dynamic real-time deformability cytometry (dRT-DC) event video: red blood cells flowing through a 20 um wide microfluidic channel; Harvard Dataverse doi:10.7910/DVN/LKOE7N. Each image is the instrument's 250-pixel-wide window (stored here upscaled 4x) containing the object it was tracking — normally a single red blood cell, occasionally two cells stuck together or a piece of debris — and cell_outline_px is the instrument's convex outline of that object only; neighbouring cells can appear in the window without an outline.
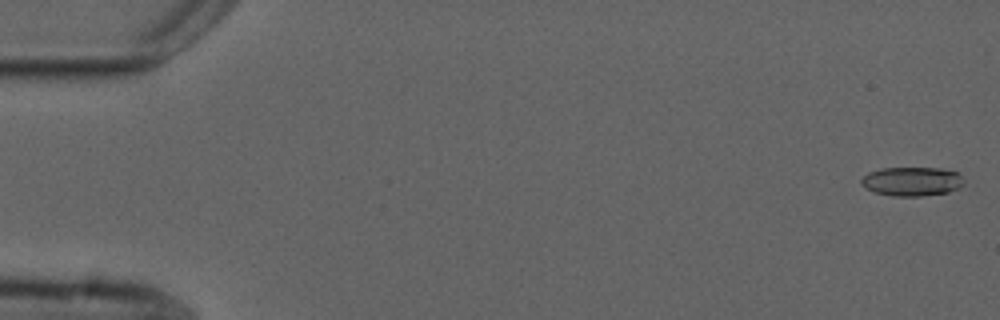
{"species": "common noctule bat (a hibernating species)", "species_latin": "Nyctalus noctula", "temperature_condition": "cold", "stored_images_in_passage": 55, "camera_frame_rate_fps": 3000, "um_per_image_px": 0.085, "animal": {"sex": "male", "forearm_length_mm": 52.5}, "frame": {"image": 1, "passage_image": 1, "time_ms": 0.0, "image_size_px": [1000, 320], "cell_outline_px": [[964, 184], [960, 188], [948, 192], [920, 196], [892, 196], [876, 192], [864, 188], [860, 184], [860, 180], [868, 172], [880, 168], [940, 168], [960, 172], [964, 180]], "centroid_in_image_um": [77.53, 15.41], "position_along_channel_um": 7.5, "area_um2": 17.63}}
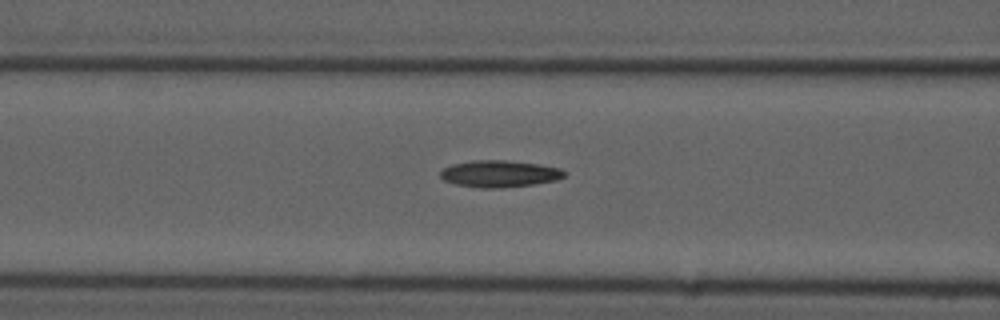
{"frame": {"image": 2, "passage_image": 22, "time_ms": 7.0, "image_size_px": [1000, 320], "cell_outline_px": [[564, 176], [556, 180], [532, 184], [500, 188], [480, 188], [456, 184], [444, 180], [440, 176], [440, 172], [444, 168], [452, 164], [472, 160], [504, 160], [536, 164], [560, 168], [564, 172]], "centroid_in_image_um": [42.41, 14.77], "position_along_channel_um": 124.2, "area_um2": 19.13}}
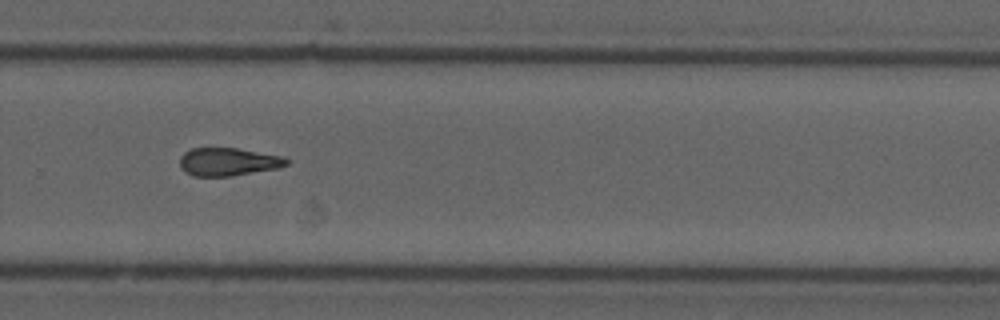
{"frame": {"image": 3, "passage_image": 37, "time_ms": 12.0, "image_size_px": [1000, 320], "cell_outline_px": [[288, 164], [280, 168], [232, 176], [192, 176], [184, 172], [180, 168], [180, 156], [184, 152], [192, 148], [236, 148], [284, 156], [288, 160]], "centroid_in_image_um": [19.39, 13.76], "position_along_channel_um": 310.4, "area_um2": 17.63}, "authors_computed_cell_mechanics": {"area_um2": 18.0336, "velocity_mm_per_s": 3.7397, "shape_relaxation_time_tau1_ms": null, "shape_relaxation_time_tau2_ms": 10.133, "deformation_change_tau1": null, "deformation_change_tau2": 0.2288}}